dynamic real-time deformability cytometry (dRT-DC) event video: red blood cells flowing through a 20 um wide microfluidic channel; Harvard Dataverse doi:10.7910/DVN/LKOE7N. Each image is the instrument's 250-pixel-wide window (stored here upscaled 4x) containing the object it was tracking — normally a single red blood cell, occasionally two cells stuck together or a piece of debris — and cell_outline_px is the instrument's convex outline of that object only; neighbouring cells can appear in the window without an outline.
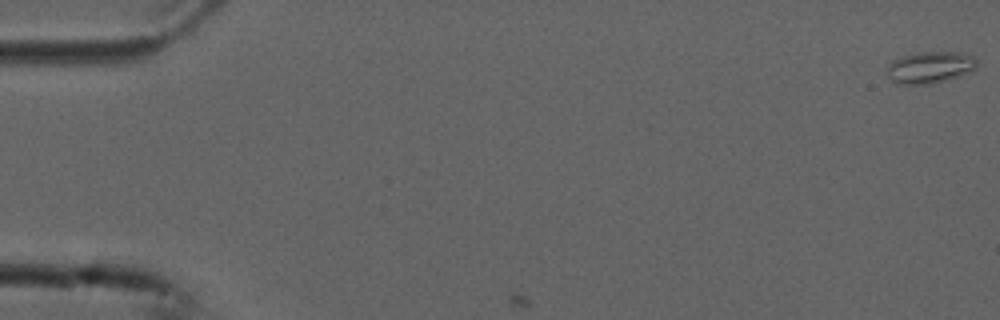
{"species": "common noctule bat (a hibernating species)", "species_latin": "Nyctalus noctula", "temperature_condition": "cold", "stored_images_in_passage": 2, "camera_frame_rate_fps": 3000, "um_per_image_px": 0.085, "animal": {"sex": "male", "forearm_length_mm": 52.5}, "frame": {"image": 1, "passage_image": 1, "time_ms": 0.0, "image_size_px": [1000, 320], "cell_outline_px": [[976, 64], [972, 68], [956, 76], [932, 84], [896, 84], [888, 76], [888, 68], [892, 60], [916, 52], [964, 52], [972, 56], [976, 60]], "centroid_in_image_um": [78.99, 5.71], "position_along_channel_um": 6.0, "area_um2": 16.18}}